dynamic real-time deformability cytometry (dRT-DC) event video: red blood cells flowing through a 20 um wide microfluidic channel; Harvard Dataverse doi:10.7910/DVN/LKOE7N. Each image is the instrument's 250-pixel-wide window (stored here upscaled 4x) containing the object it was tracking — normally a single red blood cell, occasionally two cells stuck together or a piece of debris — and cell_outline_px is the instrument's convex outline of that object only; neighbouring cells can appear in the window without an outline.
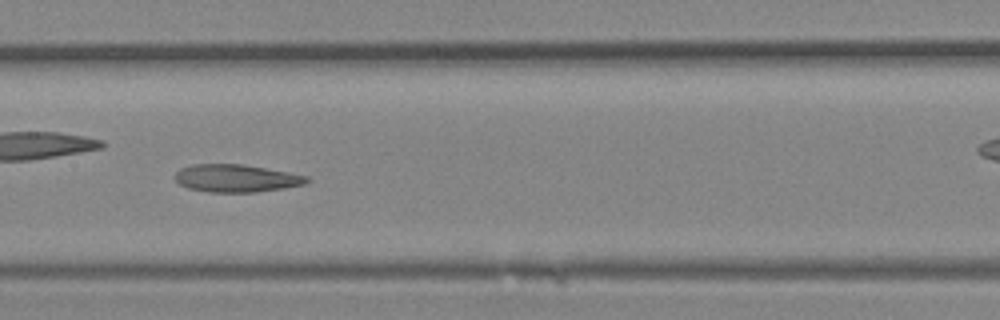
{"species": "Egyptian fruit bat (a non-hibernating species)", "species_latin": "Rousettus aegyptiacus", "temperature_condition": "room temperature", "stored_images_in_passage": 21, "camera_frame_rate_fps": 3000, "um_per_image_px": 0.085, "animal": {"sex": "female"}, "frame": {"image": 1, "passage_image": 15, "time_ms": 4.667, "image_size_px": [1000, 320], "cell_outline_px": [[312, 180], [304, 184], [284, 188], [256, 192], [208, 192], [188, 188], [180, 184], [176, 180], [176, 172], [180, 168], [192, 164], [240, 164], [288, 172], [308, 176]], "centroid_in_image_um": [20.09, 15.15], "position_along_channel_um": 187.3, "area_um2": 21.15}}
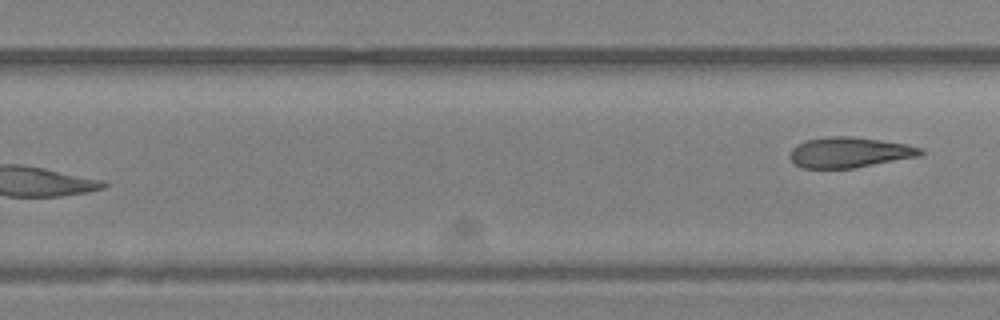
{"frame": {"image": 2, "passage_image": 21, "time_ms": 6.667, "image_size_px": [1000, 320], "cell_outline_px": [[924, 152], [920, 156], [852, 168], [800, 168], [788, 156], [788, 152], [796, 144], [804, 140], [828, 136], [852, 136], [908, 144], [920, 148]], "centroid_in_image_um": [72.15, 12.94], "position_along_channel_um": 257.6, "area_um2": 23.29}}